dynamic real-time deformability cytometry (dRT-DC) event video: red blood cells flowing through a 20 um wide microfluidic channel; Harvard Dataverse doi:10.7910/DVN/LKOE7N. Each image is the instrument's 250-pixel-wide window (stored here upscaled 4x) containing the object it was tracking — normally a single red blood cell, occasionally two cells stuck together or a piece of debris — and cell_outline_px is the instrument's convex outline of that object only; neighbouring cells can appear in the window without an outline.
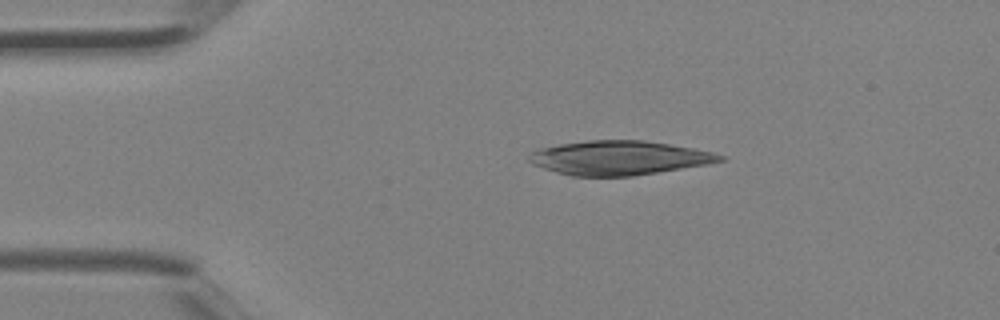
{"species": "Egyptian fruit bat (a non-hibernating species)", "species_latin": "Rousettus aegyptiacus", "temperature_condition": "room temperature", "stored_images_in_passage": 3, "camera_frame_rate_fps": 3000, "um_per_image_px": 0.085, "animal": {"sex": "female"}, "frame": {"image": 1, "passage_image": 2, "time_ms": 0.333, "image_size_px": [1000, 320], "cell_outline_px": [[728, 160], [632, 176], [572, 176], [556, 172], [532, 164], [528, 160], [528, 156], [536, 148], [560, 144], [588, 140], [644, 140], [692, 148], [712, 152], [724, 156]], "centroid_in_image_um": [52.56, 13.41], "position_along_channel_um": 32.4, "area_um2": 37.74}}